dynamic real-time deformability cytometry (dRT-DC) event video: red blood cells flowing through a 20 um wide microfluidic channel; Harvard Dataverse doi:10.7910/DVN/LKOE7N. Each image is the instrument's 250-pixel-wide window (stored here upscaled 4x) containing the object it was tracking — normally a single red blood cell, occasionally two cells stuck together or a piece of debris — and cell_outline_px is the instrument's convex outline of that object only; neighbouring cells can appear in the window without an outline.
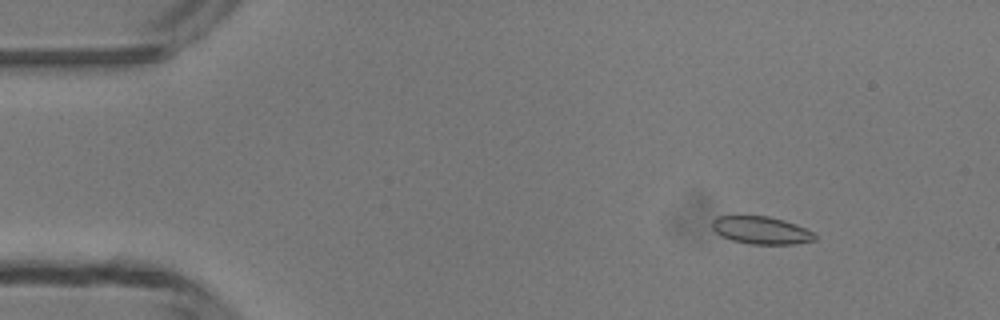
{"species": "common noctule bat (a hibernating species)", "species_latin": "Nyctalus noctula", "temperature_condition": "room temperature", "stored_images_in_passage": 4, "camera_frame_rate_fps": 3000, "um_per_image_px": 0.085, "animal": {"sex": "male", "body_mass_g": 13.3}, "frame": {"image": 1, "passage_image": 2, "time_ms": 1.0, "image_size_px": [1000, 320], "cell_outline_px": [[816, 240], [796, 244], [752, 244], [732, 240], [720, 236], [712, 228], [712, 220], [716, 216], [768, 216], [784, 220], [796, 224], [812, 232], [816, 236]], "centroid_in_image_um": [64.69, 19.57], "position_along_channel_um": 20.3, "area_um2": 16.53}}